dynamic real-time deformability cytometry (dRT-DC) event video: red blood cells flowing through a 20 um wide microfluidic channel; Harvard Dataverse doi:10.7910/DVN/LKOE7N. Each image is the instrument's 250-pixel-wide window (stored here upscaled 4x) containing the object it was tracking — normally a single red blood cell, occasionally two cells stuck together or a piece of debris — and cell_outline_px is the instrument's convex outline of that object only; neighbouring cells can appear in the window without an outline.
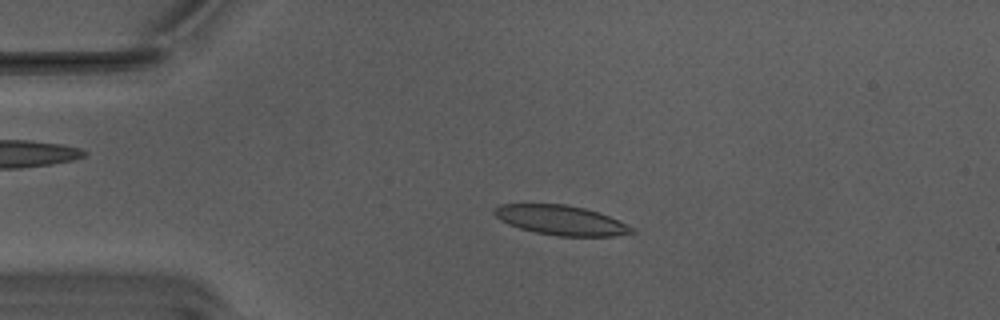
{"species": "Egyptian fruit bat (a non-hibernating species)", "species_latin": "Rousettus aegyptiacus", "temperature_condition": "warm", "stored_images_in_passage": 26, "camera_frame_rate_fps": 3000, "um_per_image_px": 0.085, "animal": {"sex": "male"}, "frame": {"image": 1, "passage_image": 12, "time_ms": 3.667, "image_size_px": [1000, 320], "cell_outline_px": [[636, 232], [616, 236], [560, 236], [536, 232], [520, 228], [508, 224], [500, 220], [492, 212], [492, 208], [500, 204], [564, 204], [584, 208], [600, 212], [636, 228]], "centroid_in_image_um": [47.7, 18.71], "position_along_channel_um": 37.3, "area_um2": 23.87}}
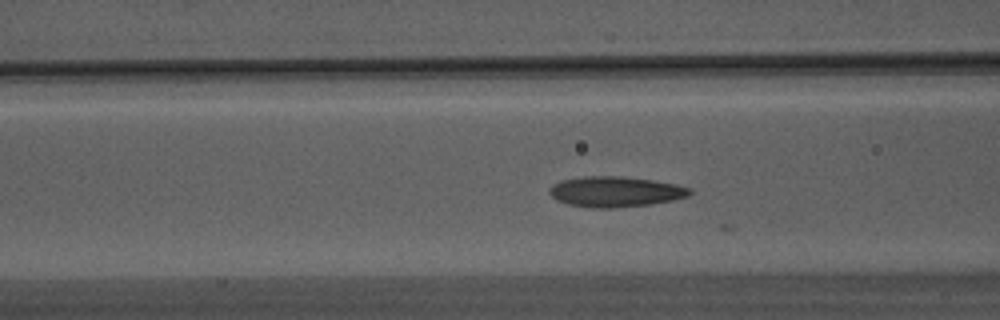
{"frame": {"image": 2, "passage_image": 21, "time_ms": 6.667, "image_size_px": [1000, 320], "cell_outline_px": [[692, 192], [688, 196], [672, 200], [652, 204], [612, 208], [592, 208], [568, 204], [556, 200], [548, 192], [548, 188], [552, 184], [564, 180], [584, 176], [620, 176], [652, 180], [676, 184], [692, 188]], "centroid_in_image_um": [52.3, 16.29], "position_along_channel_um": 114.3, "area_um2": 24.97}}
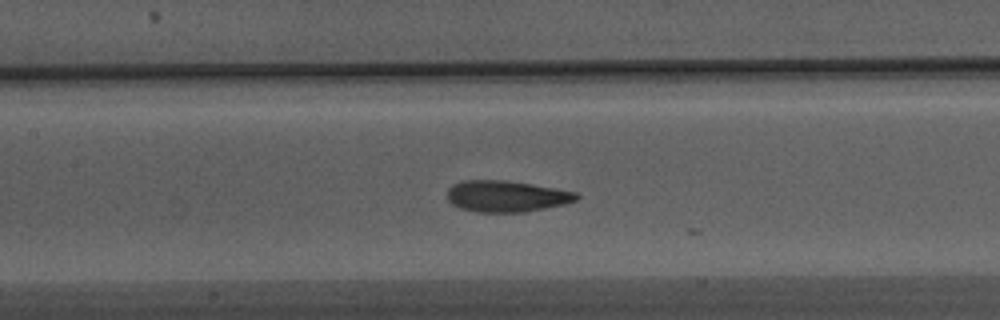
{"frame": {"image": 3, "passage_image": 25, "time_ms": 8.0, "image_size_px": [1000, 320], "cell_outline_px": [[580, 196], [576, 200], [564, 204], [524, 212], [476, 212], [460, 208], [452, 204], [448, 200], [448, 188], [452, 184], [464, 180], [504, 180], [532, 184], [556, 188], [576, 192]], "centroid_in_image_um": [43.03, 16.67], "position_along_channel_um": 164.4, "area_um2": 23.58}}